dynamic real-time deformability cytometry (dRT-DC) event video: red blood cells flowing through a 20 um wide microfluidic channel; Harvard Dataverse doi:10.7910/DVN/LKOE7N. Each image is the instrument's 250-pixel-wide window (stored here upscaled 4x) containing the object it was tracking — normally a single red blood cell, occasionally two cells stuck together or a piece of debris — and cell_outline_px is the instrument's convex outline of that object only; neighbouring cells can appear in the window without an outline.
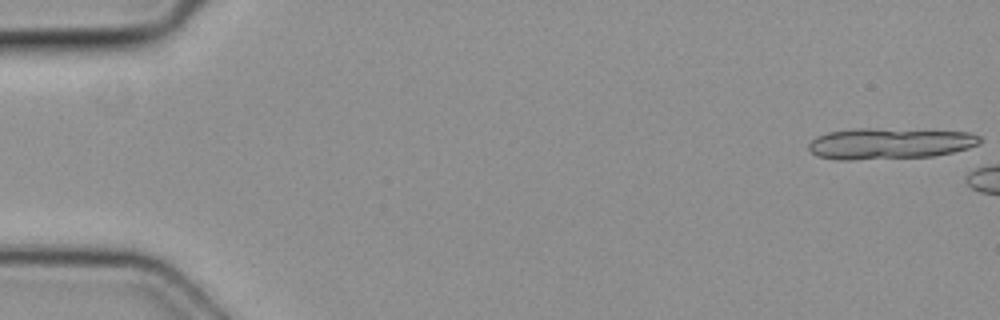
{"species": "common noctule bat (a hibernating species)", "species_latin": "Nyctalus noctula", "temperature_condition": "cold", "stored_images_in_passage": 4, "camera_frame_rate_fps": 3000, "um_per_image_px": 0.085, "animal": {"sex": "female", "body_mass_g": 19.3, "forearm_length_mm": 54.1}, "frame": {"image": 1, "passage_image": 1, "time_ms": 0.0, "image_size_px": [1000, 320], "cell_outline_px": [[984, 140], [980, 144], [968, 148], [952, 152], [932, 156], [852, 160], [836, 160], [816, 156], [808, 148], [808, 144], [816, 136], [828, 132], [852, 128], [872, 128], [968, 132], [980, 136]], "centroid_in_image_um": [75.59, 12.2], "position_along_channel_um": 9.4, "area_um2": 31.27}}